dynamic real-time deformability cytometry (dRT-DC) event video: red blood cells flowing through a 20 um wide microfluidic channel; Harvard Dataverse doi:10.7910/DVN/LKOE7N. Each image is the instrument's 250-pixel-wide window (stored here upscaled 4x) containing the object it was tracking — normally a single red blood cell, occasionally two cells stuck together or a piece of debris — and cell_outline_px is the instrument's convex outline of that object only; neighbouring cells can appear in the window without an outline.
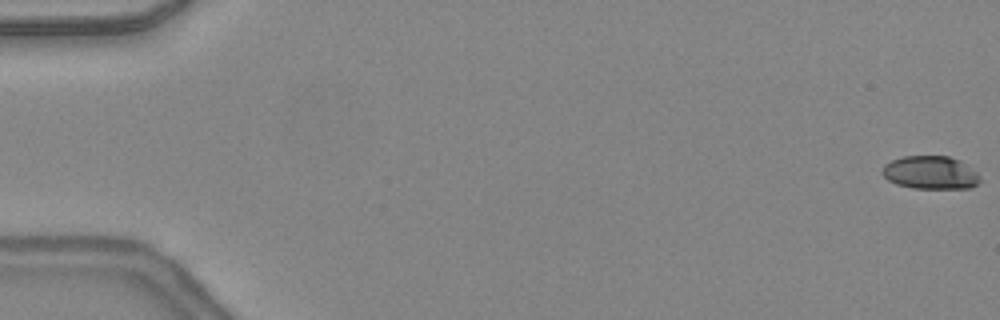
{"species": "common noctule bat (a hibernating species)", "species_latin": "Nyctalus noctula", "temperature_condition": "warm", "stored_images_in_passage": 48, "camera_frame_rate_fps": 3000, "um_per_image_px": 0.085, "animal": {"sex": "female", "body_mass_g": 24.6, "forearm_length_mm": 56.2}, "frame": {"image": 1, "passage_image": 1, "time_ms": 0.0, "image_size_px": [1000, 320], "cell_outline_px": [[980, 180], [976, 184], [968, 188], [912, 188], [896, 184], [888, 180], [880, 172], [884, 164], [892, 160], [904, 156], [948, 156], [960, 160], [976, 172], [980, 176]], "centroid_in_image_um": [79.05, 14.67], "position_along_channel_um": 5.9, "area_um2": 18.84}}
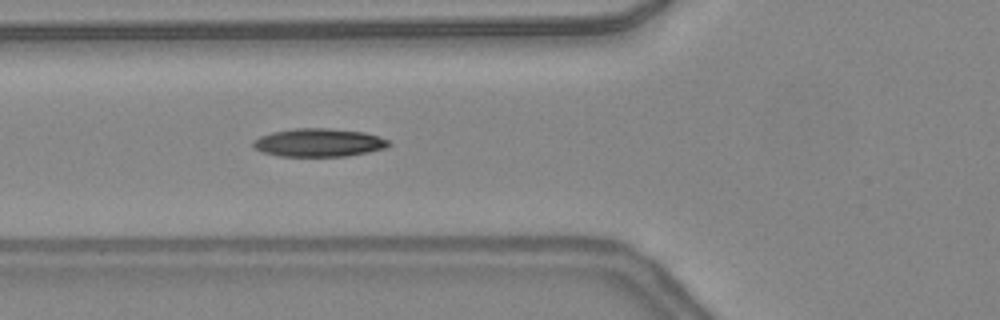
{"frame": {"image": 2, "passage_image": 19, "time_ms": 6.0, "image_size_px": [1000, 320], "cell_outline_px": [[392, 144], [384, 148], [368, 152], [348, 156], [280, 156], [264, 152], [256, 148], [252, 144], [252, 140], [260, 136], [272, 132], [292, 128], [328, 128], [364, 132], [380, 136], [388, 140]], "centroid_in_image_um": [27.11, 12.11], "position_along_channel_um": 98.7, "area_um2": 22.31}}
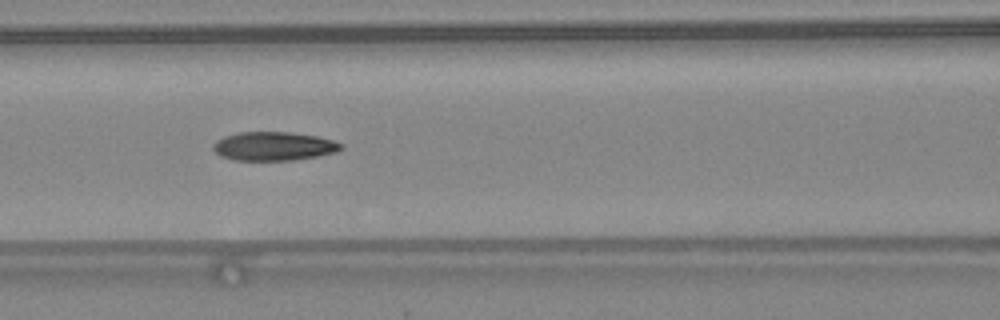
{"frame": {"image": 3, "passage_image": 22, "time_ms": 7.0, "image_size_px": [1000, 320], "cell_outline_px": [[344, 148], [336, 152], [316, 156], [292, 160], [232, 160], [220, 156], [212, 148], [212, 144], [216, 140], [224, 136], [240, 132], [288, 132], [316, 136], [332, 140], [344, 144]], "centroid_in_image_um": [23.25, 12.43], "position_along_channel_um": 143.4, "area_um2": 21.44}, "authors_computed_cell_mechanics": {"area_um2": 21.5016, "velocity_mm_per_s": 4.3935, "shape_relaxation_time_tau1_ms": null, "shape_relaxation_time_tau2_ms": 3.5782, "deformation_change_tau1": null, "deformation_change_tau2": 0.1258}}